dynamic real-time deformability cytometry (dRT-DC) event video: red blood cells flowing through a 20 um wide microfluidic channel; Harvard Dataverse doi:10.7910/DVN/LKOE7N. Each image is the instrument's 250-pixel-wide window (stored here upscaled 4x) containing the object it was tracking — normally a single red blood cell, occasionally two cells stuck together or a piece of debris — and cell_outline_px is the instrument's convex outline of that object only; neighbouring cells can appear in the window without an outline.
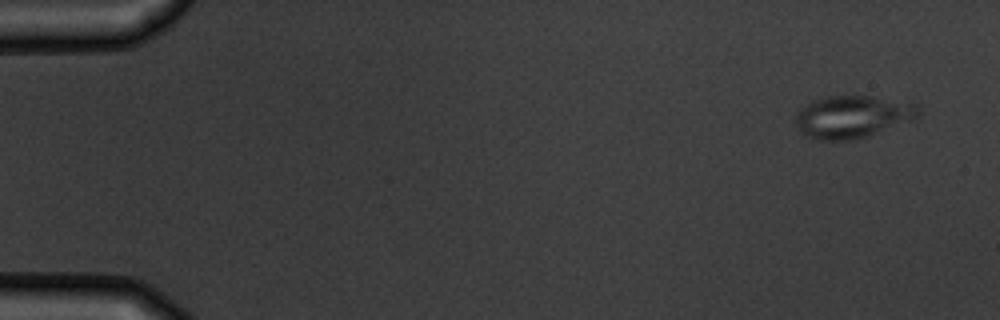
{"species": "common noctule bat (a hibernating species)", "species_latin": "Nyctalus noctula", "temperature_condition": "warm", "stored_images_in_passage": 4, "camera_frame_rate_fps": 3000, "um_per_image_px": 0.085, "animal": {"sex": "male", "body_mass_g": 19.5, "forearm_length_mm": 54.6}, "frame": {"image": 1, "passage_image": 1, "time_ms": 0.0, "image_size_px": [1000, 320], "cell_outline_px": [[920, 104], [916, 116], [912, 120], [868, 136], [852, 140], [816, 140], [800, 132], [796, 124], [796, 112], [812, 100], [828, 96], [872, 96]], "centroid_in_image_um": [72.44, 9.92], "position_along_channel_um": 12.6, "area_um2": 30.29}}